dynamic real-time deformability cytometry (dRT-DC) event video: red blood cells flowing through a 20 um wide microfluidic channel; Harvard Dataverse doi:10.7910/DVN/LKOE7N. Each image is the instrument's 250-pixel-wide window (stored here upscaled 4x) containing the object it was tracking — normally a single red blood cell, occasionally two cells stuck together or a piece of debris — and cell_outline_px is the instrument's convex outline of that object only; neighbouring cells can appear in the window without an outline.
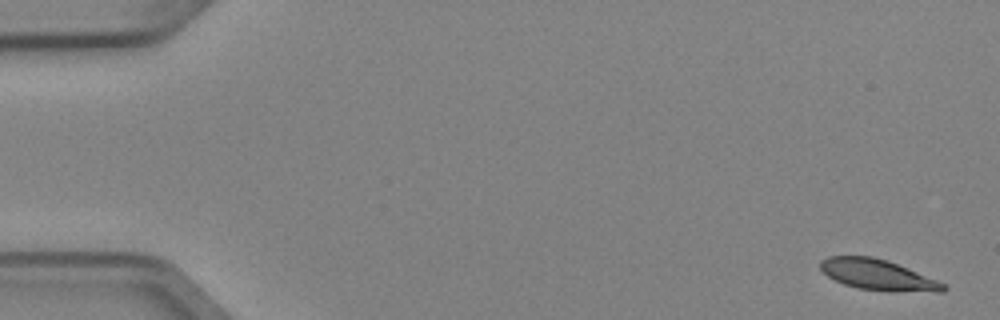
{"species": "Egyptian fruit bat (a non-hibernating species)", "species_latin": "Rousettus aegyptiacus", "temperature_condition": "cold", "stored_images_in_passage": 5, "camera_frame_rate_fps": 3000, "um_per_image_px": 0.085, "animal": {"sex": "female"}, "frame": {"image": 1, "passage_image": 1, "time_ms": 0.0, "image_size_px": [1000, 320], "cell_outline_px": [[948, 288], [944, 292], [936, 292], [856, 288], [844, 284], [828, 276], [820, 268], [820, 260], [828, 256], [872, 256], [888, 260], [936, 280], [944, 284]], "centroid_in_image_um": [74.58, 23.33], "position_along_channel_um": 10.4, "area_um2": 21.44}}
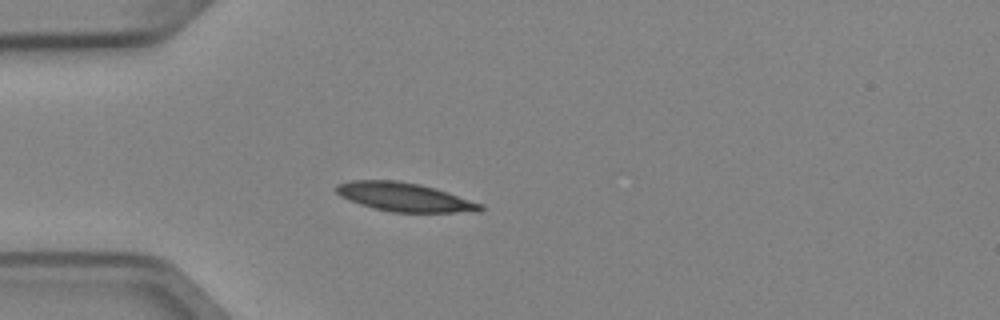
{"frame": {"image": 2, "passage_image": 4, "time_ms": 1.0, "image_size_px": [1000, 320], "cell_outline_px": [[484, 208], [480, 212], [392, 212], [360, 204], [340, 196], [332, 188], [336, 184], [352, 180], [396, 180], [420, 184], [436, 188], [484, 204]], "centroid_in_image_um": [34.39, 16.74], "position_along_channel_um": 50.6, "area_um2": 24.28}}